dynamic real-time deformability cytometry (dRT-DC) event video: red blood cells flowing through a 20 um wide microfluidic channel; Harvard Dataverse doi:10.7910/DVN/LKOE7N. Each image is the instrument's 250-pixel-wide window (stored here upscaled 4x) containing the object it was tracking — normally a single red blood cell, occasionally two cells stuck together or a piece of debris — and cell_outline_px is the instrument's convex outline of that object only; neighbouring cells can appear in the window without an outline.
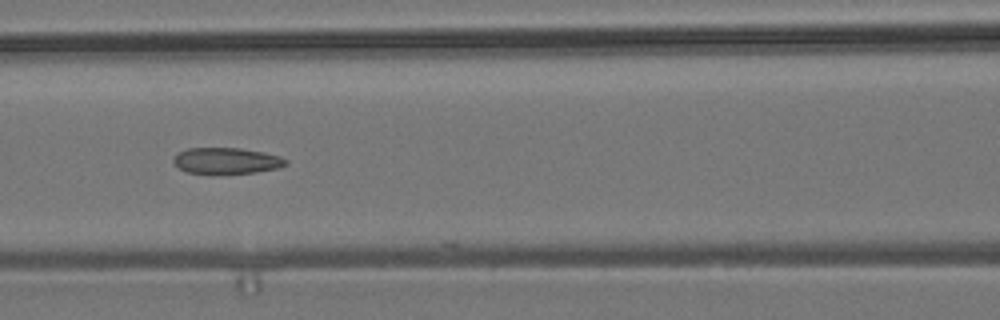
{"species": "common noctule bat (a hibernating species)", "species_latin": "Nyctalus noctula", "temperature_condition": "room temperature", "stored_images_in_passage": 8, "camera_frame_rate_fps": 3000, "um_per_image_px": 0.085, "animal": {"sex": "male", "body_mass_g": 19.2, "forearm_length_mm": 51.8}, "frame": {"image": 1, "passage_image": 6, "time_ms": 6.667, "image_size_px": [1000, 320], "cell_outline_px": [[288, 164], [280, 168], [256, 172], [188, 172], [180, 168], [172, 160], [172, 156], [176, 152], [188, 148], [240, 148], [264, 152], [280, 156], [288, 160]], "centroid_in_image_um": [19.28, 13.63], "position_along_channel_um": 147.3, "area_um2": 16.88}}
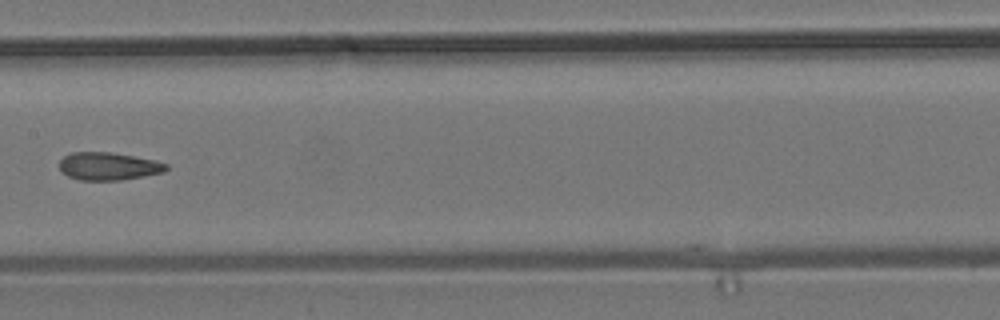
{"frame": {"image": 2, "passage_image": 7, "time_ms": 8.0, "image_size_px": [1000, 320], "cell_outline_px": [[168, 168], [164, 172], [144, 176], [120, 180], [80, 180], [68, 176], [60, 172], [60, 160], [64, 156], [72, 152], [112, 152], [156, 160], [168, 164]], "centroid_in_image_um": [9.22, 14.13], "position_along_channel_um": 198.2, "area_um2": 17.4}}
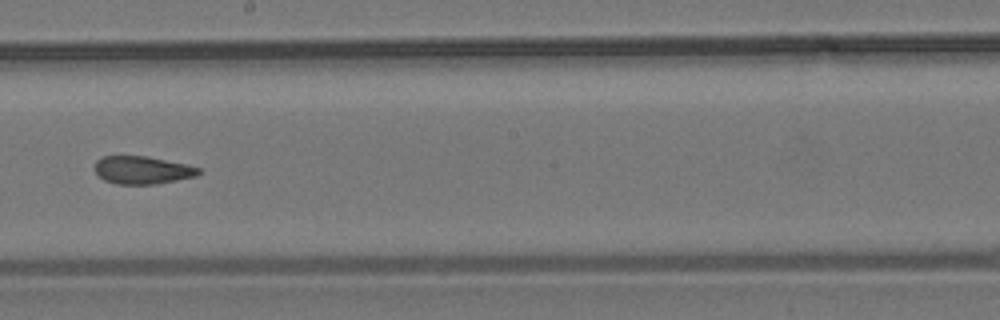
{"frame": {"image": 3, "passage_image": 8, "time_ms": 9.0, "image_size_px": [1000, 320], "cell_outline_px": [[200, 172], [196, 176], [156, 184], [116, 184], [104, 180], [96, 172], [96, 160], [100, 156], [148, 156], [188, 164], [200, 168]], "centroid_in_image_um": [12.11, 14.45], "position_along_channel_um": 236.1, "area_um2": 16.88}}